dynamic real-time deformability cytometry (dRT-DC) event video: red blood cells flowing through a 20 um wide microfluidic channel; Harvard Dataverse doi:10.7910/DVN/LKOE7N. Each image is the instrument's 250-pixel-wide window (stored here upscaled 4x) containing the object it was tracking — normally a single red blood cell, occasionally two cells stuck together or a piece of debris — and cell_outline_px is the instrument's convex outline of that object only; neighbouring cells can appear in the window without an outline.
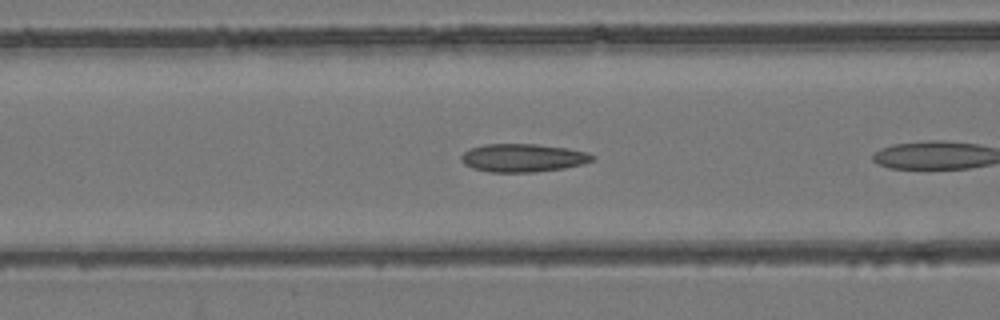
{"species": "common noctule bat (a hibernating species)", "species_latin": "Nyctalus noctula", "temperature_condition": "room temperature", "stored_images_in_passage": 6, "camera_frame_rate_fps": 3000, "um_per_image_px": 0.085, "animal": {"sex": "female", "body_mass_g": 24.6, "forearm_length_mm": 56.2}, "frame": {"image": 1, "passage_image": 5, "time_ms": 1.333, "image_size_px": [1000, 320], "cell_outline_px": [[596, 160], [584, 164], [564, 168], [536, 172], [488, 172], [472, 168], [464, 164], [460, 160], [460, 156], [464, 152], [472, 148], [484, 144], [536, 144], [568, 148], [588, 152], [596, 156]], "centroid_in_image_um": [44.49, 13.42], "position_along_channel_um": 122.1, "area_um2": 21.79}}